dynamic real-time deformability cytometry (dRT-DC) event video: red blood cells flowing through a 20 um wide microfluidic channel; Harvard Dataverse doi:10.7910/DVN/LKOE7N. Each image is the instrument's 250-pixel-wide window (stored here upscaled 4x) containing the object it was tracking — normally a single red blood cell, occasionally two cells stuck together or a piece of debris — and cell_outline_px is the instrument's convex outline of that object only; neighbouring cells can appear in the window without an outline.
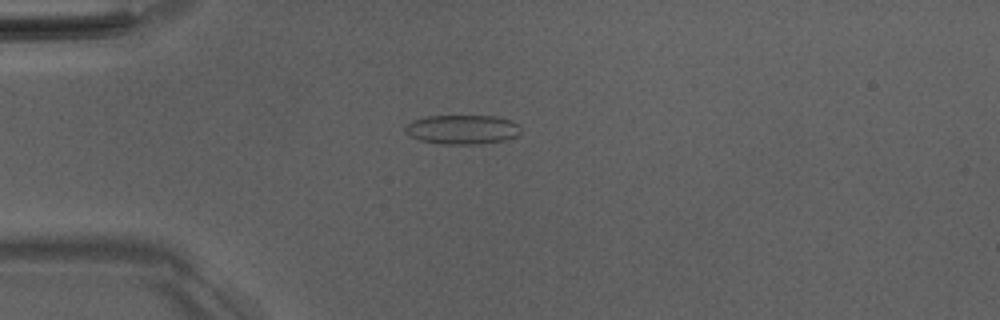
{"species": "Egyptian fruit bat (a non-hibernating species)", "species_latin": "Rousettus aegyptiacus", "temperature_condition": "room temperature", "stored_images_in_passage": 44, "camera_frame_rate_fps": 3000, "um_per_image_px": 0.085, "animal": {"sex": "male"}, "frame": {"image": 1, "passage_image": 6, "time_ms": 1.667, "image_size_px": [1000, 320], "cell_outline_px": [[520, 132], [516, 136], [504, 140], [480, 144], [440, 144], [420, 140], [408, 136], [404, 132], [404, 128], [412, 120], [428, 116], [496, 116], [512, 120], [520, 128]], "centroid_in_image_um": [39.26, 11.01], "position_along_channel_um": 45.7, "area_um2": 19.83}}
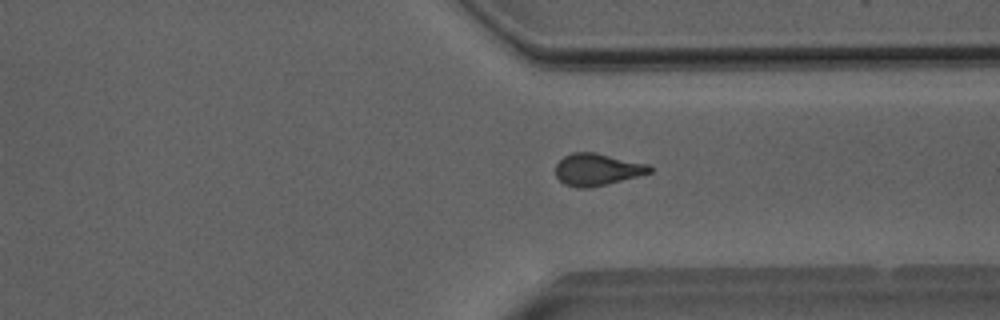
{"frame": {"image": 2, "passage_image": 31, "time_ms": 10.0, "image_size_px": [1000, 320], "cell_outline_px": [[652, 172], [604, 184], [584, 188], [576, 188], [564, 184], [556, 176], [556, 164], [564, 156], [572, 152], [596, 152], [648, 164], [652, 168]], "centroid_in_image_um": [50.73, 14.39], "position_along_channel_um": 360.7, "area_um2": 17.34}}
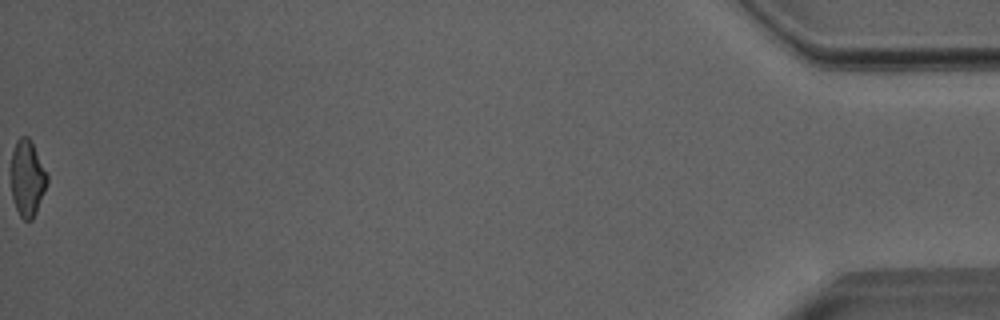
{"frame": {"image": 3, "passage_image": 44, "time_ms": 14.333, "image_size_px": [1000, 320], "cell_outline_px": [[48, 180], [44, 192], [36, 212], [32, 220], [24, 220], [20, 216], [16, 208], [12, 196], [12, 152], [16, 140], [20, 136], [28, 136], [48, 176]], "centroid_in_image_um": [2.32, 15.16], "position_along_channel_um": 432.9, "area_um2": 15.66}, "authors_computed_cell_mechanics": {"area_um2": 17.34, "velocity_mm_per_s": 4.0263, "shape_relaxation_time_tau1_ms": null, "shape_relaxation_time_tau2_ms": 2.2468, "deformation_change_tau1": null, "deformation_change_tau2": 0.0751}}